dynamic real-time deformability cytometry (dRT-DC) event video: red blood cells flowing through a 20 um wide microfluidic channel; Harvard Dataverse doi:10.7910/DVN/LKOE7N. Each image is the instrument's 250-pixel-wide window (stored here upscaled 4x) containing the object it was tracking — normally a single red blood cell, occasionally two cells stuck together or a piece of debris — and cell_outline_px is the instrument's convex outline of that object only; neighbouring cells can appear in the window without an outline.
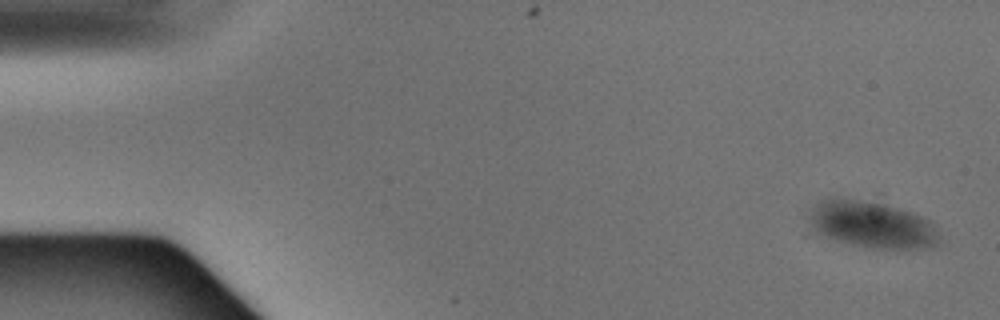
{"species": "Egyptian fruit bat (a non-hibernating species)", "species_latin": "Rousettus aegyptiacus", "temperature_condition": "warm", "stored_images_in_passage": 5, "camera_frame_rate_fps": 3000, "um_per_image_px": 0.085, "animal": {"sex": "male"}, "frame": {"image": 1, "passage_image": 1, "time_ms": 0.0, "image_size_px": [1000, 320], "cell_outline_px": [[940, 236], [936, 244], [932, 248], [868, 248], [836, 240], [824, 236], [816, 232], [812, 228], [808, 216], [816, 204], [824, 200], [876, 192], [884, 192], [928, 220], [932, 224]], "centroid_in_image_um": [74.19, 18.91], "position_along_channel_um": 10.8, "area_um2": 38.61}}
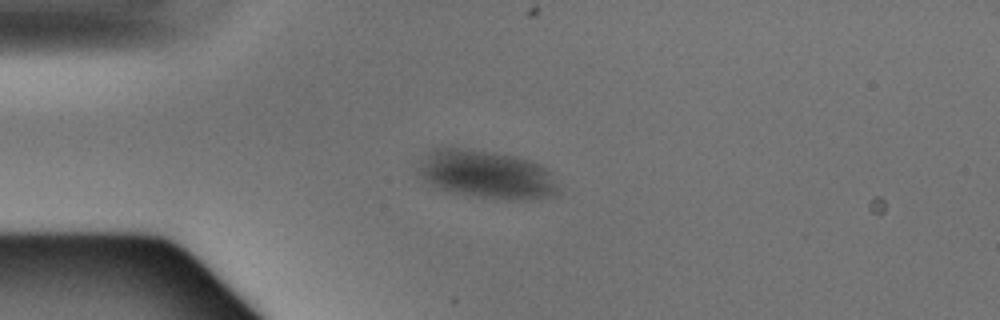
{"frame": {"image": 2, "passage_image": 4, "time_ms": 1.0, "image_size_px": [1000, 320], "cell_outline_px": [[560, 192], [556, 196], [524, 200], [504, 200], [468, 196], [432, 188], [416, 172], [416, 168], [420, 160], [432, 148], [468, 148], [496, 152], [516, 156], [540, 164], [548, 168], [552, 172], [560, 188]], "centroid_in_image_um": [41.36, 14.85], "position_along_channel_um": 43.6, "area_um2": 40.69}}
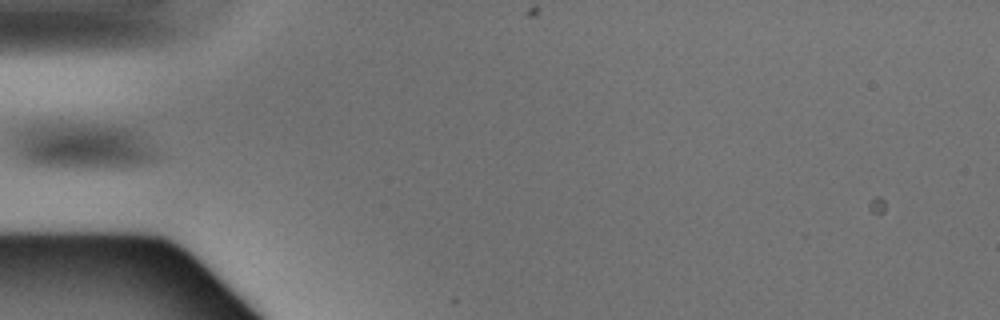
{"frame": {"image": 3, "passage_image": 5, "time_ms": 1.333, "image_size_px": [1000, 320], "cell_outline_px": [[168, 156], [152, 164], [132, 168], [48, 168], [24, 164], [12, 156], [12, 140], [16, 132], [32, 124], [104, 124], [132, 128]], "centroid_in_image_um": [7.1, 12.48], "position_along_channel_um": 77.9, "area_um2": 41.44}}